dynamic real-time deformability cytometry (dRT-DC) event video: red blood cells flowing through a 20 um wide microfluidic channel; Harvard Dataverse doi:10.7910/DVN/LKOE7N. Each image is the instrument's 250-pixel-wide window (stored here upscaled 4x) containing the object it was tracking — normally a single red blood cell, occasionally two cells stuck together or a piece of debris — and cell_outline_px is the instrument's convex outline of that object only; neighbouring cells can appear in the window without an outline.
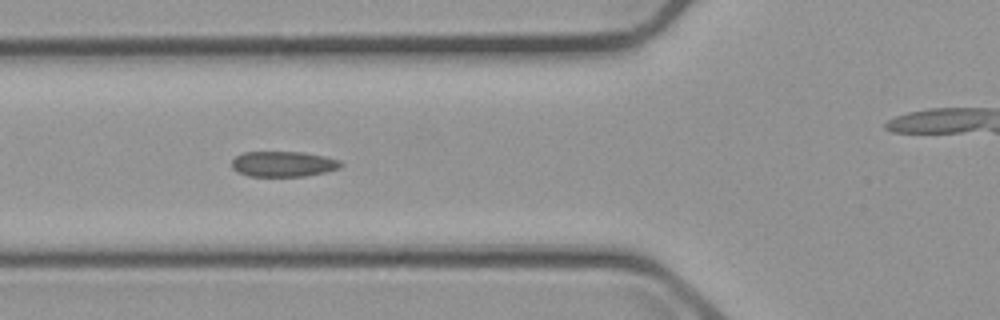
{"species": "common noctule bat (a hibernating species)", "species_latin": "Nyctalus noctula", "temperature_condition": "cold", "stored_images_in_passage": 14, "camera_frame_rate_fps": 3000, "um_per_image_px": 0.085, "animal": {"sex": "male", "body_mass_g": 23.1, "forearm_length_mm": 52.7}, "frame": {"image": 1, "passage_image": 5, "time_ms": 5.667, "image_size_px": [1000, 320], "cell_outline_px": [[344, 164], [340, 168], [324, 172], [304, 176], [248, 176], [236, 172], [232, 168], [232, 160], [236, 156], [244, 152], [304, 152], [324, 156], [340, 160]], "centroid_in_image_um": [24.07, 13.94], "position_along_channel_um": 101.7, "area_um2": 16.24}}
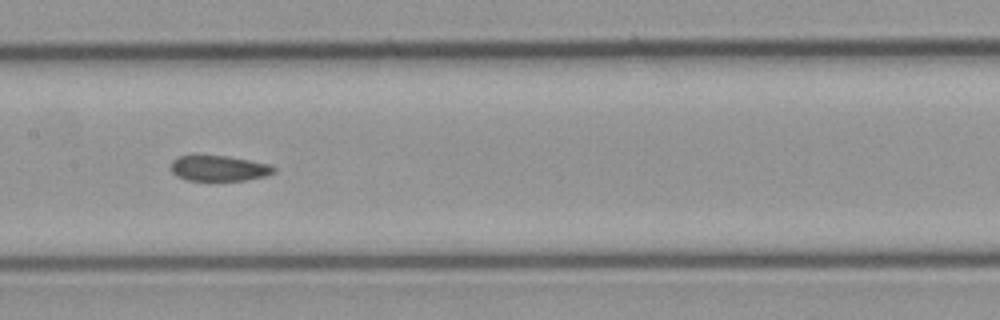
{"frame": {"image": 2, "passage_image": 7, "time_ms": 8.0, "image_size_px": [1000, 320], "cell_outline_px": [[276, 172], [264, 176], [244, 180], [188, 180], [176, 176], [172, 172], [172, 160], [176, 156], [224, 156], [248, 160], [268, 164], [276, 168]], "centroid_in_image_um": [18.6, 14.31], "position_along_channel_um": 188.8, "area_um2": 15.03}}
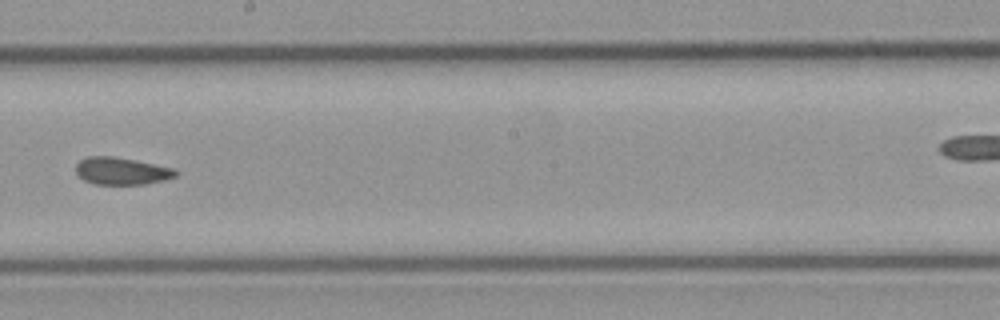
{"frame": {"image": 3, "passage_image": 8, "time_ms": 9.333, "image_size_px": [1000, 320], "cell_outline_px": [[180, 172], [176, 176], [164, 180], [144, 184], [96, 184], [84, 180], [76, 172], [76, 164], [80, 160], [88, 156], [112, 156], [136, 160], [172, 168]], "centroid_in_image_um": [10.34, 14.53], "position_along_channel_um": 237.9, "area_um2": 15.78}, "authors_computed_cell_mechanics": {"area_um2": 16.2996, "velocity_mm_per_s": 3.6932, "shape_relaxation_time_tau1_ms": null, "shape_relaxation_time_tau2_ms": 4.787, "deformation_change_tau1": null, "deformation_change_tau2": 0.0674}}